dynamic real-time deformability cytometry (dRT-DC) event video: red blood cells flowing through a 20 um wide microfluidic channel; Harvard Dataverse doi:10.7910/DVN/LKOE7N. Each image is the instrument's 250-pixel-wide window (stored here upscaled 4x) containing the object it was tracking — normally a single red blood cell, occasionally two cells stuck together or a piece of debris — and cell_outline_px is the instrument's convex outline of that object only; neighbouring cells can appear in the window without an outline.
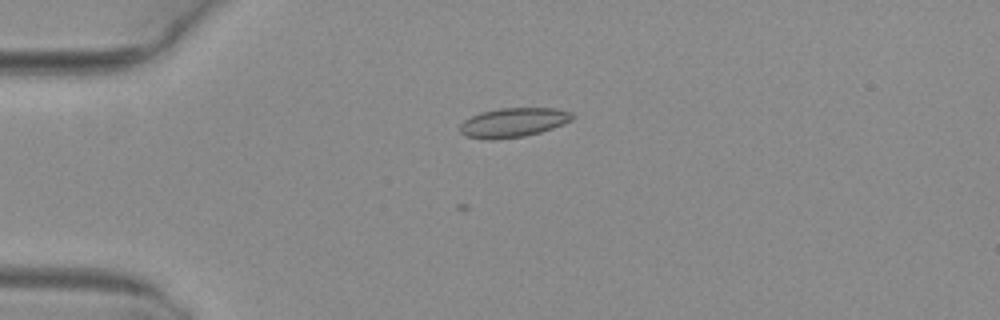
{"species": "common noctule bat (a hibernating species)", "species_latin": "Nyctalus noctula", "temperature_condition": "warm", "stored_images_in_passage": 9, "camera_frame_rate_fps": 3000, "um_per_image_px": 0.085, "animal": {"sex": "female", "body_mass_g": 29.2, "forearm_length_mm": 56.3}, "frame": {"image": 1, "passage_image": 9, "time_ms": 2.667, "image_size_px": [1000, 320], "cell_outline_px": [[576, 116], [572, 120], [552, 128], [540, 132], [524, 136], [488, 140], [468, 136], [460, 132], [460, 124], [464, 120], [480, 112], [500, 108], [556, 108], [572, 112]], "centroid_in_image_um": [43.65, 10.4], "position_along_channel_um": 41.3, "area_um2": 19.13}}